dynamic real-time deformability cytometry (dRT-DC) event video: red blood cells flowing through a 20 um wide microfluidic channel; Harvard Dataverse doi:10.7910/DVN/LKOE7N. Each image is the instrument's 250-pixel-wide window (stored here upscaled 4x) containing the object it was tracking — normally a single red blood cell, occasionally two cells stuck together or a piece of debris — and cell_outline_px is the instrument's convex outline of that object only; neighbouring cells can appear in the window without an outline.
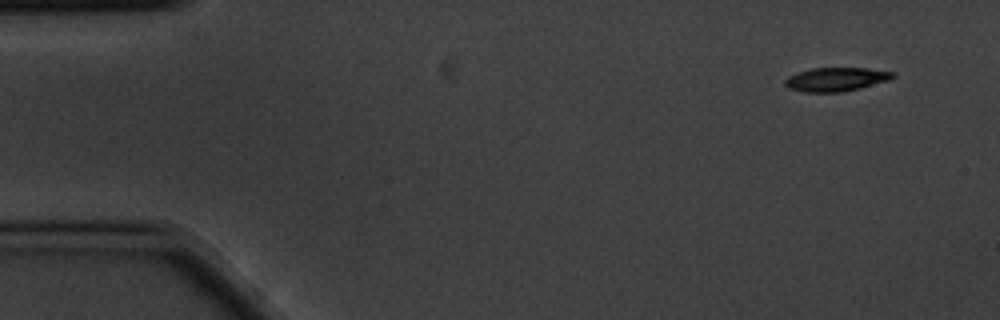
{"species": "common noctule bat (a hibernating species)", "species_latin": "Nyctalus noctula", "temperature_condition": "cold", "stored_images_in_passage": 7, "camera_frame_rate_fps": 3000, "um_per_image_px": 0.085, "animal": {"sex": "male", "body_mass_g": 20.1, "forearm_length_mm": 53.5}, "frame": {"image": 1, "passage_image": 1, "time_ms": 0.0, "image_size_px": [1000, 320], "cell_outline_px": [[896, 76], [888, 80], [860, 88], [844, 92], [804, 92], [788, 88], [784, 84], [784, 80], [788, 76], [796, 72], [812, 68], [868, 68], [896, 72]], "centroid_in_image_um": [71.05, 6.74], "position_along_channel_um": 13.9, "area_um2": 15.09}}
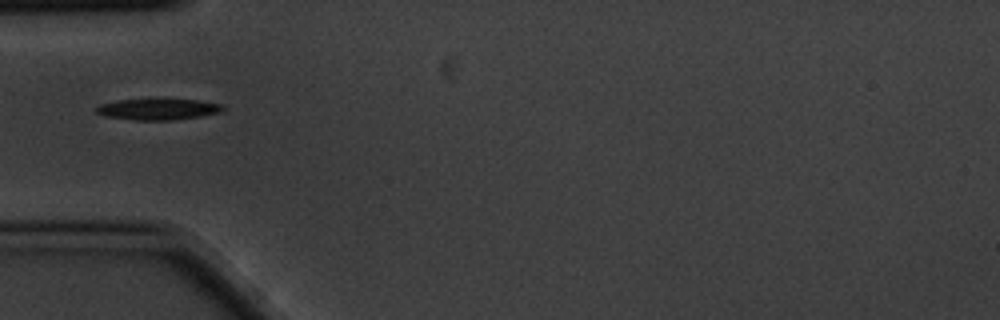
{"frame": {"image": 2, "passage_image": 5, "time_ms": 1.333, "image_size_px": [1000, 320], "cell_outline_px": [[224, 108], [220, 112], [200, 116], [172, 120], [132, 120], [104, 116], [96, 112], [96, 108], [100, 104], [116, 100], [196, 100], [224, 104]], "centroid_in_image_um": [13.41, 9.29], "position_along_channel_um": 71.6, "area_um2": 15.37}}